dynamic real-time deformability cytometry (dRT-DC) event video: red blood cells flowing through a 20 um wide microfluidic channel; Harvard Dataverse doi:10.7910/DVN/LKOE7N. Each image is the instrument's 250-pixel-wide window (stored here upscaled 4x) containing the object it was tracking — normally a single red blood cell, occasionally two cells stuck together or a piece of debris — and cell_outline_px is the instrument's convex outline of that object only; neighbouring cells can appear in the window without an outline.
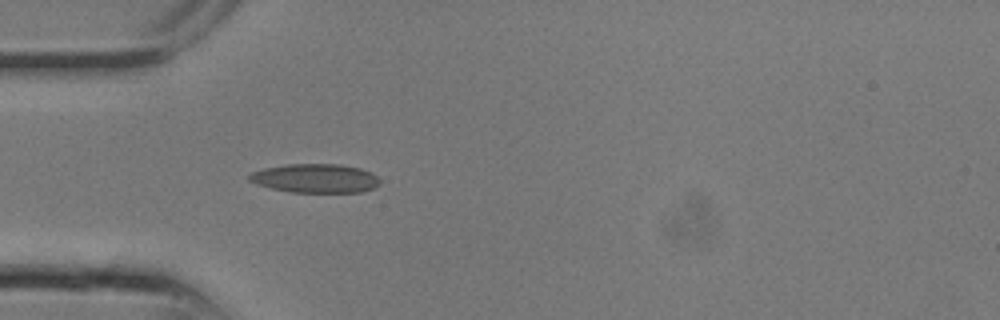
{"species": "common noctule bat (a hibernating species)", "species_latin": "Nyctalus noctula", "temperature_condition": "room temperature", "stored_images_in_passage": 3, "camera_frame_rate_fps": 3000, "um_per_image_px": 0.085, "animal": {"sex": "male", "body_mass_g": 13.3}, "frame": {"image": 1, "passage_image": 3, "time_ms": 0.667, "image_size_px": [1000, 320], "cell_outline_px": [[380, 184], [364, 192], [292, 192], [272, 188], [256, 184], [248, 180], [248, 176], [252, 172], [264, 168], [284, 164], [340, 164], [360, 168], [372, 172], [380, 180]], "centroid_in_image_um": [26.81, 15.15], "position_along_channel_um": 58.2, "area_um2": 22.08}}